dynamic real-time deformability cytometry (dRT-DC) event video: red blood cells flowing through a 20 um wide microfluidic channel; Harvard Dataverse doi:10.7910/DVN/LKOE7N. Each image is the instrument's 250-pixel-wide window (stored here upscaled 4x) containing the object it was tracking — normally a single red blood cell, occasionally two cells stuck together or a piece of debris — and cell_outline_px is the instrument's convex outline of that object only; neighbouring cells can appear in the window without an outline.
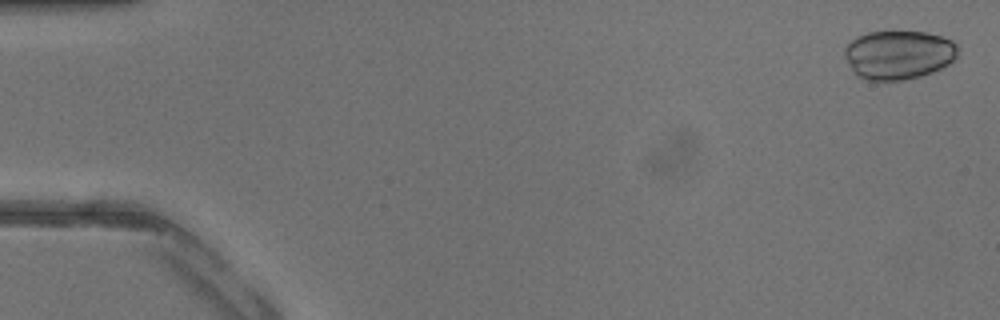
{"species": "common noctule bat (a hibernating species)", "species_latin": "Nyctalus noctula", "temperature_condition": "warm", "stored_images_in_passage": 41, "camera_frame_rate_fps": 3000, "um_per_image_px": 0.085, "animal": {"sex": "male", "body_mass_g": 13.3}, "frame": {"image": 1, "passage_image": 1, "time_ms": 0.0, "image_size_px": [1000, 320], "cell_outline_px": [[956, 60], [932, 72], [920, 76], [904, 80], [868, 80], [856, 76], [844, 56], [844, 48], [856, 36], [868, 32], [928, 32], [952, 40], [956, 44]], "centroid_in_image_um": [76.36, 4.66], "position_along_channel_um": 8.6, "area_um2": 32.25}}
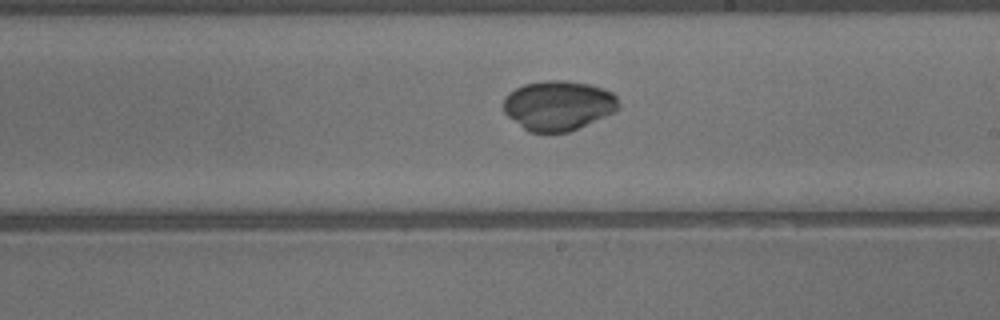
{"frame": {"image": 2, "passage_image": 24, "time_ms": 7.667, "image_size_px": [1000, 320], "cell_outline_px": [[620, 108], [580, 128], [568, 132], [528, 132], [508, 116], [504, 112], [504, 96], [508, 92], [524, 84], [544, 80], [564, 80], [588, 84], [604, 88], [612, 92], [616, 96], [620, 104]], "centroid_in_image_um": [47.45, 8.96], "position_along_channel_um": 241.6, "area_um2": 33.47}}
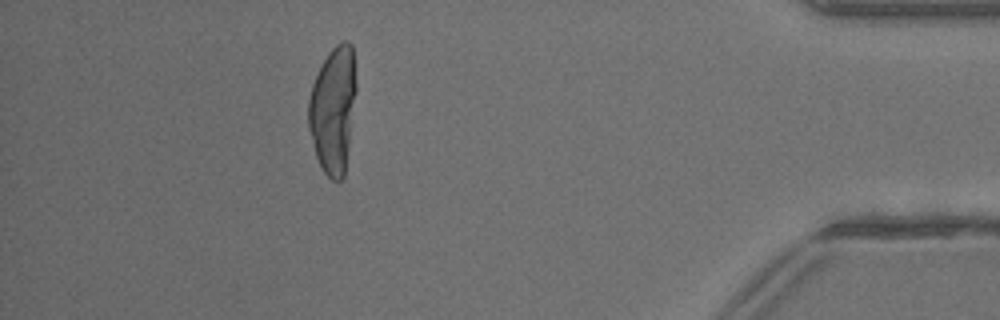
{"frame": {"image": 3, "passage_image": 37, "time_ms": 12.0, "image_size_px": [1000, 320], "cell_outline_px": [[356, 92], [344, 176], [336, 184], [320, 168], [316, 156], [308, 128], [308, 100], [312, 84], [328, 52], [340, 40], [348, 40], [352, 44], [356, 80]], "centroid_in_image_um": [28.31, 9.31], "position_along_channel_um": 406.9, "area_um2": 35.43}}